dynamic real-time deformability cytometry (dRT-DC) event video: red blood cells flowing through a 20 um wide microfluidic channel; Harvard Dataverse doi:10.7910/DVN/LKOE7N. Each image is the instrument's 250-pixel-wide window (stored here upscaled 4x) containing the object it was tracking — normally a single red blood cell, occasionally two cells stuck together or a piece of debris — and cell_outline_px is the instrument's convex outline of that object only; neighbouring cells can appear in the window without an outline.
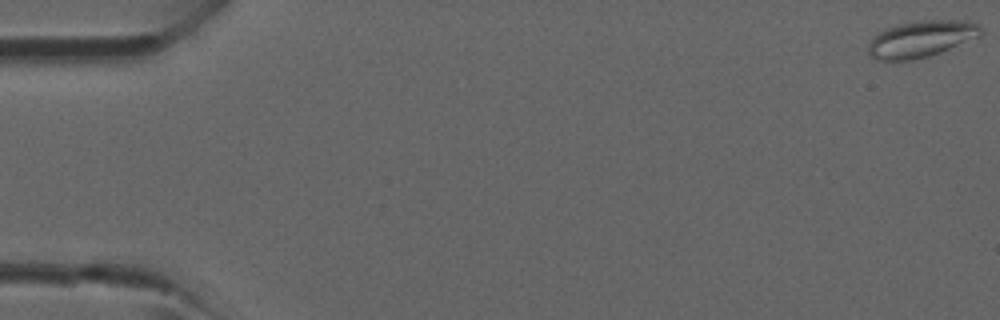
{"species": "common noctule bat (a hibernating species)", "species_latin": "Nyctalus noctula", "temperature_condition": "room temperature", "stored_images_in_passage": 5, "camera_frame_rate_fps": 3000, "um_per_image_px": 0.085, "animal": {"sex": "male", "forearm_length_mm": 52.5}, "frame": {"image": 1, "passage_image": 1, "time_ms": 0.0, "image_size_px": [1000, 320], "cell_outline_px": [[984, 32], [980, 36], [940, 52], [928, 56], [912, 60], [876, 60], [868, 56], [868, 44], [872, 36], [876, 32], [912, 20], [968, 20], [980, 24]], "centroid_in_image_um": [78.29, 3.29], "position_along_channel_um": 6.7, "area_um2": 24.33}}